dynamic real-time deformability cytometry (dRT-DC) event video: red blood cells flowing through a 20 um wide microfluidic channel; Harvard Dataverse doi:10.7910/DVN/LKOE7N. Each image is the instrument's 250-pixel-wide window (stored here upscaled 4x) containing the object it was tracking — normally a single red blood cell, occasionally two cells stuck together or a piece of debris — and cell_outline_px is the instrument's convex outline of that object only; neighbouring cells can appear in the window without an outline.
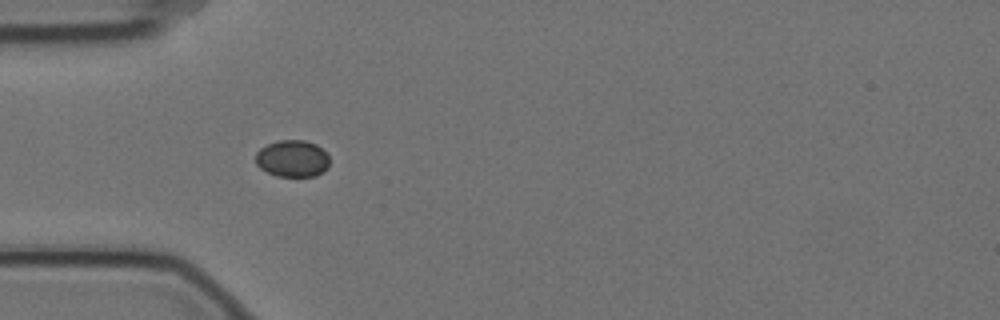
{"species": "Egyptian fruit bat (a non-hibernating species)", "species_latin": "Rousettus aegyptiacus", "temperature_condition": "cold", "stored_images_in_passage": 42, "camera_frame_rate_fps": 3000, "um_per_image_px": 0.085, "animal": {"sex": "female"}, "frame": {"image": 1, "passage_image": 2, "time_ms": 0.333, "image_size_px": [1000, 320], "cell_outline_px": [[328, 168], [324, 172], [316, 176], [276, 176], [260, 168], [256, 164], [256, 152], [260, 148], [268, 144], [280, 140], [304, 140], [316, 144], [328, 156]], "centroid_in_image_um": [24.85, 13.48], "position_along_channel_um": 60.2, "area_um2": 15.84}}
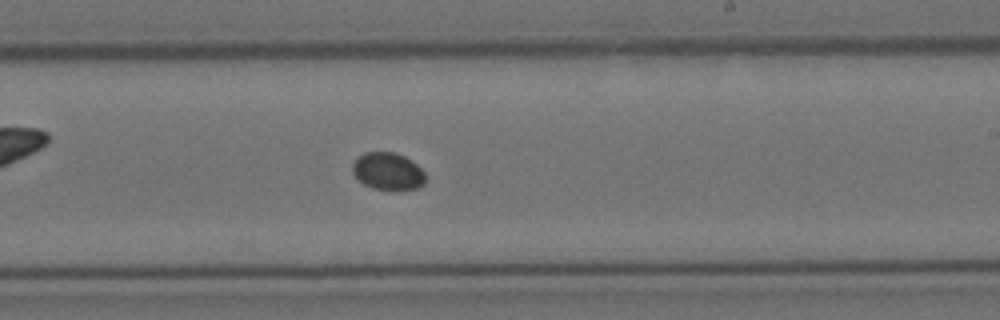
{"frame": {"image": 2, "passage_image": 19, "time_ms": 6.0, "image_size_px": [1000, 320], "cell_outline_px": [[424, 184], [420, 188], [372, 188], [364, 184], [352, 172], [352, 164], [364, 152], [396, 152], [404, 156], [416, 164], [424, 172]], "centroid_in_image_um": [32.96, 14.53], "position_along_channel_um": 256.0, "area_um2": 15.43}}
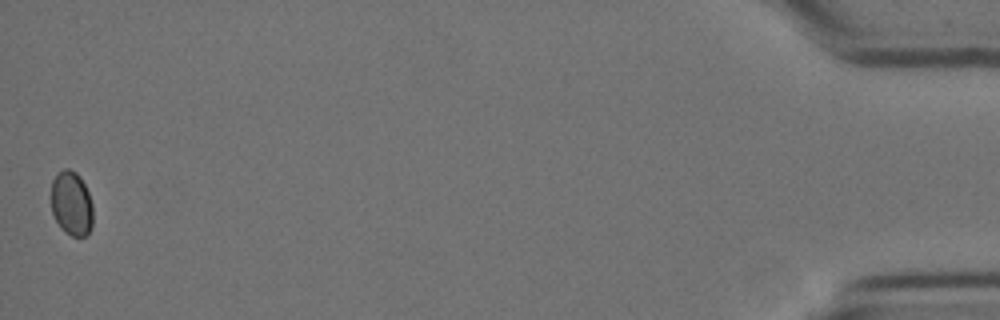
{"frame": {"image": 3, "passage_image": 42, "time_ms": 13.667, "image_size_px": [1000, 320], "cell_outline_px": [[92, 228], [88, 236], [72, 236], [64, 232], [60, 228], [52, 212], [52, 180], [64, 168], [68, 168], [76, 172], [80, 176], [88, 192], [92, 204]], "centroid_in_image_um": [6.09, 17.32], "position_along_channel_um": 429.1, "area_um2": 15.72}}